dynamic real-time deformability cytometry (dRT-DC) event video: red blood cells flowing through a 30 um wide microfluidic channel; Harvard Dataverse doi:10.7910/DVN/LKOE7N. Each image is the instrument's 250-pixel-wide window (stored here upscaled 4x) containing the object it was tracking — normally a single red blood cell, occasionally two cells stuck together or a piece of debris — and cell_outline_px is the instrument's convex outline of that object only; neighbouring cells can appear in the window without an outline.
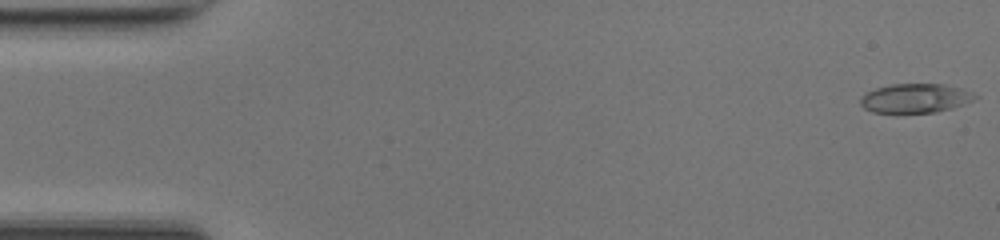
{"species": "common noctule bat (a hibernating species)", "species_latin": "Nyctalus noctula", "temperature_condition": "room temperature", "stored_images_in_passage": 48, "camera_frame_rate_fps": 3000, "um_per_image_px": 0.085, "animal": {"sex": "female", "body_mass_g": 17.0, "forearm_length_mm": 48.0}, "frame": {"image": 1, "passage_image": 1, "time_ms": 0.0, "image_size_px": [1000, 240], "cell_outline_px": [[980, 96], [964, 104], [952, 108], [936, 112], [872, 112], [864, 108], [860, 104], [860, 96], [864, 92], [876, 88], [892, 84], [944, 84], [960, 88], [972, 92]], "centroid_in_image_um": [77.78, 8.34], "position_along_channel_um": 7.2, "area_um2": 19.48}, "authors_computed_cell_mechanics": {"area_um2": 19.4786, "velocity_mm_per_s": 4.2697, "shape_relaxation_time_tau1_ms": 2.671, "shape_relaxation_time_tau2_ms": 1.021, "deformation_change_tau1": 0.1804, "deformation_change_tau2": 0.1068}}